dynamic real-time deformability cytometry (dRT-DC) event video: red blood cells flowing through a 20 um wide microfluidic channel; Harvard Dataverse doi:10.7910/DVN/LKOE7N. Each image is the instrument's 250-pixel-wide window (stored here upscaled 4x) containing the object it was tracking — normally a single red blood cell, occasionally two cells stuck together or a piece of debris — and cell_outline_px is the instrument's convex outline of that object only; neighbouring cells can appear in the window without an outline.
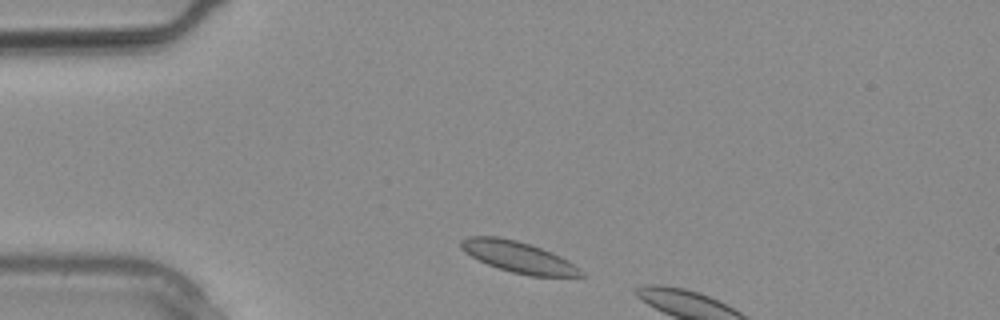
{"species": "common noctule bat (a hibernating species)", "species_latin": "Nyctalus noctula", "temperature_condition": "warm", "stored_images_in_passage": 2, "camera_frame_rate_fps": 3000, "um_per_image_px": 0.085, "animal": {"sex": "male", "body_mass_g": 20.4}, "frame": {"image": 1, "passage_image": 1, "time_ms": 0.0, "image_size_px": [1000, 320], "cell_outline_px": [[588, 276], [532, 276], [512, 272], [488, 264], [464, 252], [460, 248], [460, 240], [468, 236], [496, 236], [516, 240], [552, 252], [568, 260], [580, 268]], "centroid_in_image_um": [44.08, 21.84], "position_along_channel_um": 40.9, "area_um2": 21.62}}